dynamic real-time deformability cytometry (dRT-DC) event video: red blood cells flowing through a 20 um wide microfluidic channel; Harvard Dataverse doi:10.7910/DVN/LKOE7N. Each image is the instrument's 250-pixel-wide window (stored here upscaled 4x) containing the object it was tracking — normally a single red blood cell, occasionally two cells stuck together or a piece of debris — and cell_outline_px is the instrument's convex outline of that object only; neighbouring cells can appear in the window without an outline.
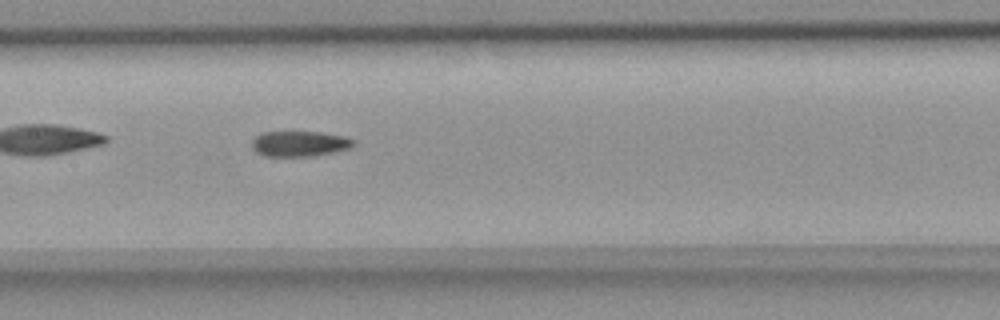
{"species": "common noctule bat (a hibernating species)", "species_latin": "Nyctalus noctula", "temperature_condition": "room temperature", "stored_images_in_passage": 40, "camera_frame_rate_fps": 3000, "um_per_image_px": 0.085, "animal": {"sex": "female", "body_mass_g": 18.4}, "frame": {"image": 1, "passage_image": 12, "time_ms": 3.667, "image_size_px": [1000, 320], "cell_outline_px": [[356, 144], [348, 148], [332, 152], [308, 156], [264, 156], [256, 152], [252, 148], [252, 140], [260, 132], [320, 132], [348, 136], [356, 140]], "centroid_in_image_um": [25.47, 12.2], "position_along_channel_um": 181.9, "area_um2": 15.14}}
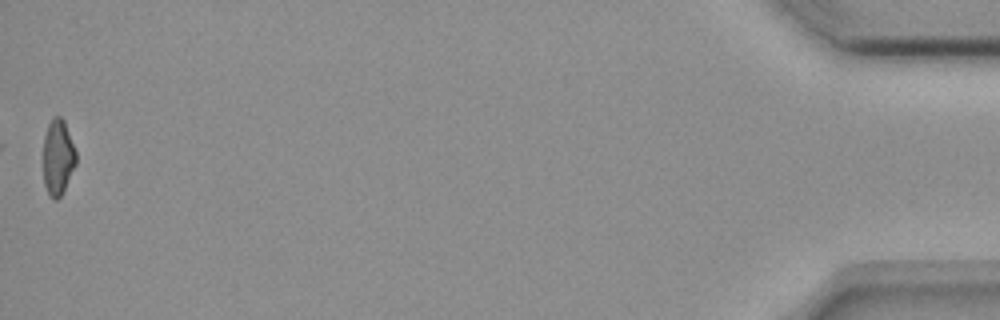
{"frame": {"image": 2, "passage_image": 40, "time_ms": 13.0, "image_size_px": [1000, 320], "cell_outline_px": [[76, 164], [60, 196], [56, 200], [52, 200], [48, 196], [44, 184], [44, 136], [48, 124], [52, 116], [60, 116], [64, 120], [76, 152]], "centroid_in_image_um": [4.91, 13.36], "position_along_channel_um": 430.3, "area_um2": 14.39}, "authors_computed_cell_mechanics": {"area_um2": 15.4615, "velocity_mm_per_s": 3.6957, "shape_relaxation_time_tau1_ms": null, "shape_relaxation_time_tau2_ms": 6.303, "deformation_change_tau1": null, "deformation_change_tau2": 0.1425}}